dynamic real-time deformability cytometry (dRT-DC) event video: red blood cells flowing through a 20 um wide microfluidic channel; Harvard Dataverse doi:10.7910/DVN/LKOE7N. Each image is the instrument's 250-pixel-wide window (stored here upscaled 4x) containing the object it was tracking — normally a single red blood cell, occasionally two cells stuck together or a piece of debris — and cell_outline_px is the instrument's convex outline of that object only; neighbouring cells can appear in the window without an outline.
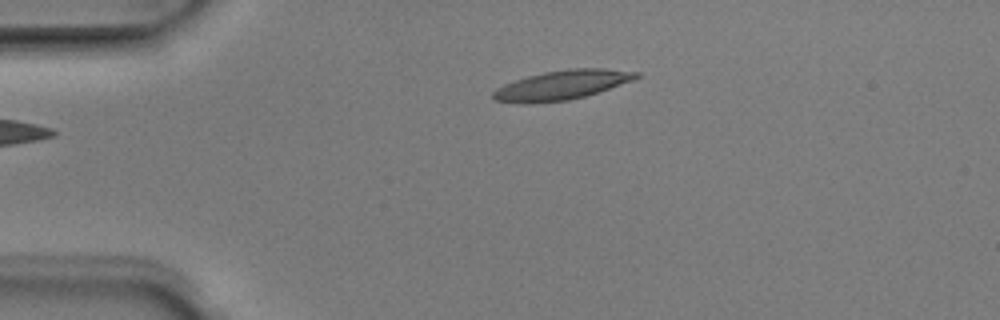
{"species": "Egyptian fruit bat (a non-hibernating species)", "species_latin": "Rousettus aegyptiacus", "temperature_condition": "room temperature", "stored_images_in_passage": 5, "camera_frame_rate_fps": 3000, "um_per_image_px": 0.085, "animal": {"sex": "male"}, "frame": {"image": 1, "passage_image": 5, "time_ms": 1.333, "image_size_px": [1000, 320], "cell_outline_px": [[640, 76], [632, 80], [584, 96], [568, 100], [528, 104], [492, 100], [492, 92], [496, 88], [504, 84], [528, 76], [544, 72], [568, 68], [604, 68], [640, 72]], "centroid_in_image_um": [47.71, 7.22], "position_along_channel_um": 37.3, "area_um2": 24.33}}